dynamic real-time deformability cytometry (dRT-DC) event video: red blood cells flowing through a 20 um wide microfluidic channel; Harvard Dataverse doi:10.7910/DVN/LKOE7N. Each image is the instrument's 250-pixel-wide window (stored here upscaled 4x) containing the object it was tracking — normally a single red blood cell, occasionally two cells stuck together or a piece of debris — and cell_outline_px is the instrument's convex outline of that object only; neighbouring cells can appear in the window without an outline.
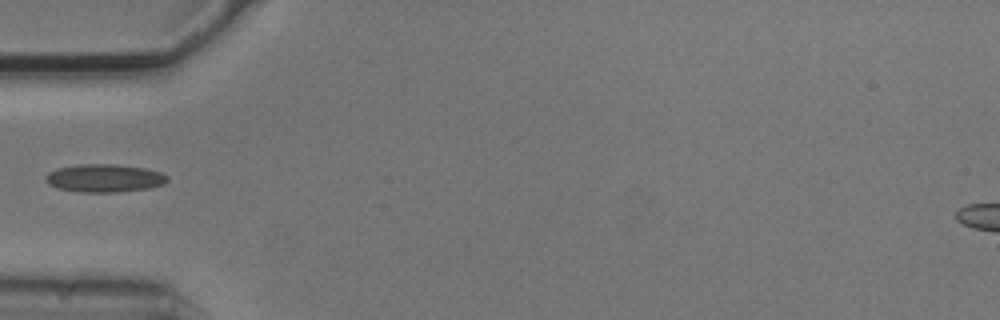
{"species": "common noctule bat (a hibernating species)", "species_latin": "Nyctalus noctula", "temperature_condition": "cold", "stored_images_in_passage": 2, "camera_frame_rate_fps": 3000, "um_per_image_px": 0.085, "animal": {"sex": "male", "body_mass_g": 20.5, "forearm_length_mm": 52.5}, "frame": {"image": 1, "passage_image": 1, "time_ms": 0.0, "image_size_px": [1000, 320], "cell_outline_px": [[168, 180], [164, 184], [148, 188], [120, 192], [76, 192], [56, 188], [48, 184], [44, 180], [44, 176], [48, 172], [56, 168], [80, 164], [116, 164], [144, 168], [160, 172], [168, 176]], "centroid_in_image_um": [8.82, 15.14], "position_along_channel_um": 76.2, "area_um2": 20.11}}